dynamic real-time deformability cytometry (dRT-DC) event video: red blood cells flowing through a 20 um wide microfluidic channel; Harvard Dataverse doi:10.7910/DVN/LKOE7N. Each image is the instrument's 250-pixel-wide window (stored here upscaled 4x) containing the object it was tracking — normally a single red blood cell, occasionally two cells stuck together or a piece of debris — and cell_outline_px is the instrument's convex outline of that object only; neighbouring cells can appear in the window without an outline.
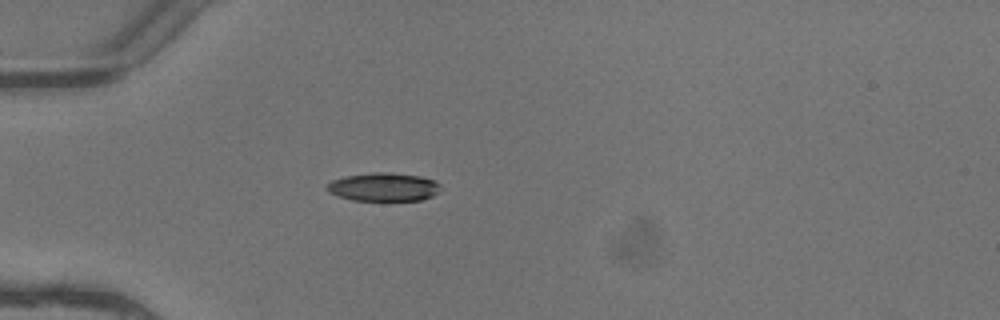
{"species": "common noctule bat (a hibernating species)", "species_latin": "Nyctalus noctula", "temperature_condition": "warm", "stored_images_in_passage": 2, "camera_frame_rate_fps": 3000, "um_per_image_px": 0.085, "animal": {"sex": "female"}, "frame": {"image": 1, "passage_image": 1, "time_ms": 0.0, "image_size_px": [1000, 320], "cell_outline_px": [[440, 184], [436, 192], [432, 196], [420, 200], [352, 200], [328, 192], [324, 188], [332, 180], [344, 176], [372, 172], [392, 172], [420, 176], [436, 180]], "centroid_in_image_um": [32.58, 15.87], "position_along_channel_um": 52.4, "area_um2": 18.79}}